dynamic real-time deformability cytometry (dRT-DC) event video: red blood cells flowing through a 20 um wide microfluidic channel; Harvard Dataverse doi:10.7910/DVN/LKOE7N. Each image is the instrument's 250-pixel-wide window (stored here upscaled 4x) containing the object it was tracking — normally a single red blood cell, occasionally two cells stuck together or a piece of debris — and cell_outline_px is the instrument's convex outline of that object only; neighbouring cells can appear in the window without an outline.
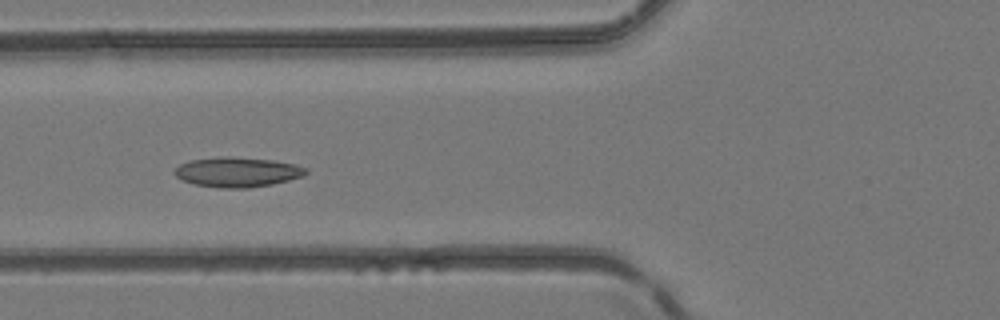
{"species": "common noctule bat (a hibernating species)", "species_latin": "Nyctalus noctula", "temperature_condition": "room temperature", "stored_images_in_passage": 5, "camera_frame_rate_fps": 3000, "um_per_image_px": 0.085, "animal": {"sex": "female", "body_mass_g": 24.6, "forearm_length_mm": 56.2}, "frame": {"image": 1, "passage_image": 5, "time_ms": 1.333, "image_size_px": [1000, 320], "cell_outline_px": [[308, 172], [304, 176], [272, 184], [248, 188], [220, 188], [192, 184], [176, 176], [172, 172], [180, 164], [192, 160], [224, 156], [228, 156], [272, 160], [292, 164], [308, 168]], "centroid_in_image_um": [20.17, 14.63], "position_along_channel_um": 105.6, "area_um2": 22.77}}